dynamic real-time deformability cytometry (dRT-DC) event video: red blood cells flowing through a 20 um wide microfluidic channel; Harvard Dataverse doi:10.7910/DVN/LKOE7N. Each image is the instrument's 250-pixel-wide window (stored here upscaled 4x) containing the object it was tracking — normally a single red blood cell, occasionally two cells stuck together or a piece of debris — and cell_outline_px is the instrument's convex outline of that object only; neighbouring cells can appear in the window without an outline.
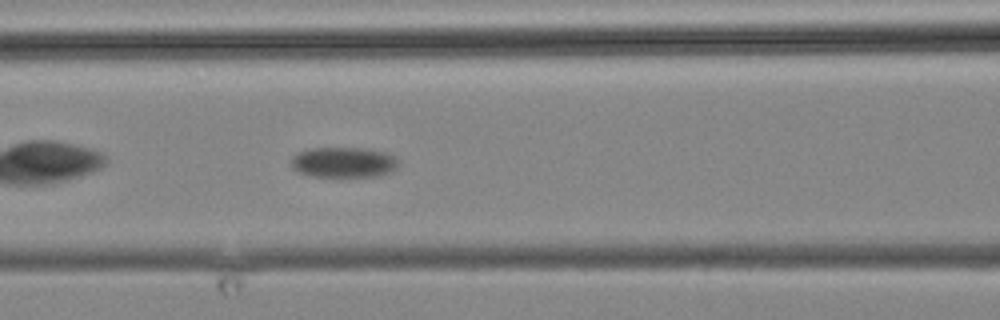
{"species": "common noctule bat (a hibernating species)", "species_latin": "Nyctalus noctula", "temperature_condition": "cold", "stored_images_in_passage": 13, "camera_frame_rate_fps": 3000, "um_per_image_px": 0.085, "animal": {"sex": "male", "body_mass_g": 19.2, "forearm_length_mm": 51.8}, "frame": {"image": 1, "passage_image": 13, "time_ms": 15.667, "image_size_px": [1000, 320], "cell_outline_px": [[396, 168], [380, 176], [308, 176], [296, 172], [292, 168], [292, 156], [296, 152], [308, 148], [360, 148], [384, 152], [392, 156], [396, 160]], "centroid_in_image_um": [29.11, 13.79], "position_along_channel_um": 137.5, "area_um2": 18.9}}